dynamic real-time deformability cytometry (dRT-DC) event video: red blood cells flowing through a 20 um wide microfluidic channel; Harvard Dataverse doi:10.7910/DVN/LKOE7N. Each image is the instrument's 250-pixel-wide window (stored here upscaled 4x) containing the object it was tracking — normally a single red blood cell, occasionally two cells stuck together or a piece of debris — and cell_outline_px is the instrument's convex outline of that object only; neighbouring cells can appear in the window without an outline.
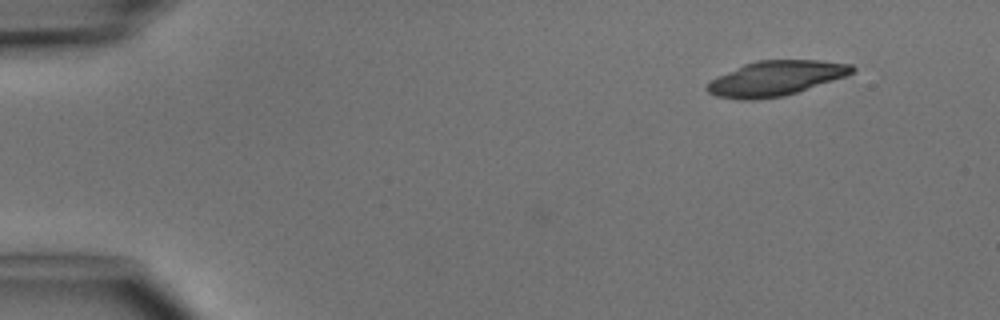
{"species": "common noctule bat (a hibernating species)", "species_latin": "Nyctalus noctula", "temperature_condition": "cold", "stored_images_in_passage": 3, "camera_frame_rate_fps": 3000, "um_per_image_px": 0.085, "animal": {"sex": "male", "body_mass_g": 15.6}, "frame": {"image": 1, "passage_image": 1, "time_ms": 0.0, "image_size_px": [1000, 320], "cell_outline_px": [[856, 68], [852, 72], [844, 76], [796, 92], [780, 96], [752, 100], [740, 100], [716, 96], [708, 92], [704, 88], [716, 76], [744, 64], [756, 60], [820, 60], [852, 64]], "centroid_in_image_um": [65.88, 6.65], "position_along_channel_um": 19.1, "area_um2": 29.19}}